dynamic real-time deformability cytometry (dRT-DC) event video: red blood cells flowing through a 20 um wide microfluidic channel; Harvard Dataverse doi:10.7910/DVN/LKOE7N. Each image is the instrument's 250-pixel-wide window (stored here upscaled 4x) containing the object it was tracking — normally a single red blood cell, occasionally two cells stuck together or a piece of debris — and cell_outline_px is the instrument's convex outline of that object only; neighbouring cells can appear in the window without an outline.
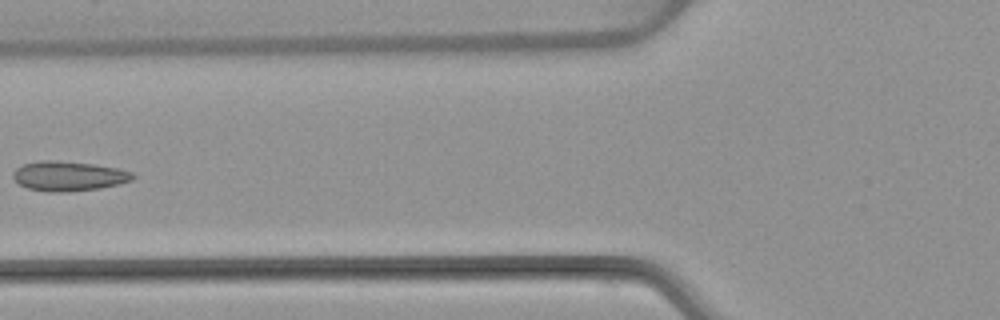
{"species": "common noctule bat (a hibernating species)", "species_latin": "Nyctalus noctula", "temperature_condition": "warm", "stored_images_in_passage": 5, "camera_frame_rate_fps": 3000, "um_per_image_px": 0.085, "animal": {"sex": "female", "body_mass_g": 22.7, "forearm_length_mm": 54.2}, "frame": {"image": 1, "passage_image": 5, "time_ms": 5.667, "image_size_px": [1000, 320], "cell_outline_px": [[136, 176], [132, 180], [120, 184], [100, 188], [64, 192], [48, 192], [28, 188], [20, 184], [12, 176], [12, 172], [16, 168], [24, 164], [40, 160], [56, 160], [92, 164], [116, 168], [132, 172]], "centroid_in_image_um": [5.83, 14.96], "position_along_channel_um": 120.0, "area_um2": 20.69}}